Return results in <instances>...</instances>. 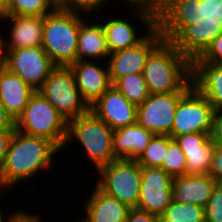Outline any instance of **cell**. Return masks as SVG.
Segmentation results:
<instances>
[{
    "instance_id": "6da1fadb",
    "label": "cell",
    "mask_w": 222,
    "mask_h": 222,
    "mask_svg": "<svg viewBox=\"0 0 222 222\" xmlns=\"http://www.w3.org/2000/svg\"><path fill=\"white\" fill-rule=\"evenodd\" d=\"M192 44L177 26L147 57L143 77L150 94L188 92L191 84Z\"/></svg>"
},
{
    "instance_id": "7a4b0ae2",
    "label": "cell",
    "mask_w": 222,
    "mask_h": 222,
    "mask_svg": "<svg viewBox=\"0 0 222 222\" xmlns=\"http://www.w3.org/2000/svg\"><path fill=\"white\" fill-rule=\"evenodd\" d=\"M60 148L49 139L15 131L0 173V193L52 168ZM3 190V191H1Z\"/></svg>"
},
{
    "instance_id": "3957f363",
    "label": "cell",
    "mask_w": 222,
    "mask_h": 222,
    "mask_svg": "<svg viewBox=\"0 0 222 222\" xmlns=\"http://www.w3.org/2000/svg\"><path fill=\"white\" fill-rule=\"evenodd\" d=\"M82 14L57 7L44 16L42 47L56 66H70L76 61Z\"/></svg>"
},
{
    "instance_id": "277c9868",
    "label": "cell",
    "mask_w": 222,
    "mask_h": 222,
    "mask_svg": "<svg viewBox=\"0 0 222 222\" xmlns=\"http://www.w3.org/2000/svg\"><path fill=\"white\" fill-rule=\"evenodd\" d=\"M189 35L192 51L207 63H222V24L197 0H186L180 25Z\"/></svg>"
},
{
    "instance_id": "5b68a950",
    "label": "cell",
    "mask_w": 222,
    "mask_h": 222,
    "mask_svg": "<svg viewBox=\"0 0 222 222\" xmlns=\"http://www.w3.org/2000/svg\"><path fill=\"white\" fill-rule=\"evenodd\" d=\"M114 130L91 110L68 121L65 146L77 140L84 149L86 158L98 170L116 160L113 152Z\"/></svg>"
},
{
    "instance_id": "8992f818",
    "label": "cell",
    "mask_w": 222,
    "mask_h": 222,
    "mask_svg": "<svg viewBox=\"0 0 222 222\" xmlns=\"http://www.w3.org/2000/svg\"><path fill=\"white\" fill-rule=\"evenodd\" d=\"M67 126L65 118L38 91L31 95L24 111L15 121L17 131L49 139L61 150L66 148Z\"/></svg>"
},
{
    "instance_id": "52a82bcc",
    "label": "cell",
    "mask_w": 222,
    "mask_h": 222,
    "mask_svg": "<svg viewBox=\"0 0 222 222\" xmlns=\"http://www.w3.org/2000/svg\"><path fill=\"white\" fill-rule=\"evenodd\" d=\"M96 185L129 208H137L140 196L141 166L136 160L116 159L101 166Z\"/></svg>"
},
{
    "instance_id": "ba28073f",
    "label": "cell",
    "mask_w": 222,
    "mask_h": 222,
    "mask_svg": "<svg viewBox=\"0 0 222 222\" xmlns=\"http://www.w3.org/2000/svg\"><path fill=\"white\" fill-rule=\"evenodd\" d=\"M68 122L87 113L90 106L82 98L70 66H56L38 90Z\"/></svg>"
},
{
    "instance_id": "9c48e42d",
    "label": "cell",
    "mask_w": 222,
    "mask_h": 222,
    "mask_svg": "<svg viewBox=\"0 0 222 222\" xmlns=\"http://www.w3.org/2000/svg\"><path fill=\"white\" fill-rule=\"evenodd\" d=\"M159 23L137 45L110 53L108 70L112 85L120 78L130 74L143 73L149 54L177 27Z\"/></svg>"
},
{
    "instance_id": "30bf717a",
    "label": "cell",
    "mask_w": 222,
    "mask_h": 222,
    "mask_svg": "<svg viewBox=\"0 0 222 222\" xmlns=\"http://www.w3.org/2000/svg\"><path fill=\"white\" fill-rule=\"evenodd\" d=\"M214 112L207 98L192 87L179 100L169 136L175 139L188 133H211Z\"/></svg>"
},
{
    "instance_id": "8fae6325",
    "label": "cell",
    "mask_w": 222,
    "mask_h": 222,
    "mask_svg": "<svg viewBox=\"0 0 222 222\" xmlns=\"http://www.w3.org/2000/svg\"><path fill=\"white\" fill-rule=\"evenodd\" d=\"M56 65L42 46L8 50L6 69L38 91Z\"/></svg>"
},
{
    "instance_id": "7c38bea8",
    "label": "cell",
    "mask_w": 222,
    "mask_h": 222,
    "mask_svg": "<svg viewBox=\"0 0 222 222\" xmlns=\"http://www.w3.org/2000/svg\"><path fill=\"white\" fill-rule=\"evenodd\" d=\"M187 92L150 94L137 106V123L155 135H169L179 100Z\"/></svg>"
},
{
    "instance_id": "4fadbf2b",
    "label": "cell",
    "mask_w": 222,
    "mask_h": 222,
    "mask_svg": "<svg viewBox=\"0 0 222 222\" xmlns=\"http://www.w3.org/2000/svg\"><path fill=\"white\" fill-rule=\"evenodd\" d=\"M172 200V177L162 168L141 167L137 208L160 217Z\"/></svg>"
},
{
    "instance_id": "5bb4252c",
    "label": "cell",
    "mask_w": 222,
    "mask_h": 222,
    "mask_svg": "<svg viewBox=\"0 0 222 222\" xmlns=\"http://www.w3.org/2000/svg\"><path fill=\"white\" fill-rule=\"evenodd\" d=\"M90 110L113 130L137 123V106L114 85L90 105Z\"/></svg>"
},
{
    "instance_id": "9a60e30c",
    "label": "cell",
    "mask_w": 222,
    "mask_h": 222,
    "mask_svg": "<svg viewBox=\"0 0 222 222\" xmlns=\"http://www.w3.org/2000/svg\"><path fill=\"white\" fill-rule=\"evenodd\" d=\"M133 6V16L140 19L143 28L153 30L159 23L181 25L186 0H122ZM138 17V18H137Z\"/></svg>"
},
{
    "instance_id": "2e32d148",
    "label": "cell",
    "mask_w": 222,
    "mask_h": 222,
    "mask_svg": "<svg viewBox=\"0 0 222 222\" xmlns=\"http://www.w3.org/2000/svg\"><path fill=\"white\" fill-rule=\"evenodd\" d=\"M191 84L207 98L214 111L222 110V63H207L192 51Z\"/></svg>"
},
{
    "instance_id": "e0dca14e",
    "label": "cell",
    "mask_w": 222,
    "mask_h": 222,
    "mask_svg": "<svg viewBox=\"0 0 222 222\" xmlns=\"http://www.w3.org/2000/svg\"><path fill=\"white\" fill-rule=\"evenodd\" d=\"M92 60H76L70 65L74 72L77 88L82 98L90 106L112 85L106 67Z\"/></svg>"
},
{
    "instance_id": "ac0fdd59",
    "label": "cell",
    "mask_w": 222,
    "mask_h": 222,
    "mask_svg": "<svg viewBox=\"0 0 222 222\" xmlns=\"http://www.w3.org/2000/svg\"><path fill=\"white\" fill-rule=\"evenodd\" d=\"M210 135L194 132L175 138L186 157L187 174L209 173L215 147Z\"/></svg>"
},
{
    "instance_id": "d6986e66",
    "label": "cell",
    "mask_w": 222,
    "mask_h": 222,
    "mask_svg": "<svg viewBox=\"0 0 222 222\" xmlns=\"http://www.w3.org/2000/svg\"><path fill=\"white\" fill-rule=\"evenodd\" d=\"M209 174H185L172 178V200L205 208L216 186Z\"/></svg>"
},
{
    "instance_id": "ffe728a7",
    "label": "cell",
    "mask_w": 222,
    "mask_h": 222,
    "mask_svg": "<svg viewBox=\"0 0 222 222\" xmlns=\"http://www.w3.org/2000/svg\"><path fill=\"white\" fill-rule=\"evenodd\" d=\"M80 222H125L130 208L94 185Z\"/></svg>"
},
{
    "instance_id": "44dd1931",
    "label": "cell",
    "mask_w": 222,
    "mask_h": 222,
    "mask_svg": "<svg viewBox=\"0 0 222 222\" xmlns=\"http://www.w3.org/2000/svg\"><path fill=\"white\" fill-rule=\"evenodd\" d=\"M0 20L10 21L7 50L42 46L44 16H1ZM10 31V32H9ZM10 39V40H7Z\"/></svg>"
},
{
    "instance_id": "7402d4cb",
    "label": "cell",
    "mask_w": 222,
    "mask_h": 222,
    "mask_svg": "<svg viewBox=\"0 0 222 222\" xmlns=\"http://www.w3.org/2000/svg\"><path fill=\"white\" fill-rule=\"evenodd\" d=\"M34 92L35 90L18 75L6 68L0 69V102L15 121Z\"/></svg>"
},
{
    "instance_id": "603a6c76",
    "label": "cell",
    "mask_w": 222,
    "mask_h": 222,
    "mask_svg": "<svg viewBox=\"0 0 222 222\" xmlns=\"http://www.w3.org/2000/svg\"><path fill=\"white\" fill-rule=\"evenodd\" d=\"M154 133L138 123L114 130L113 152L116 159L137 160L148 146Z\"/></svg>"
},
{
    "instance_id": "cb8c5ba5",
    "label": "cell",
    "mask_w": 222,
    "mask_h": 222,
    "mask_svg": "<svg viewBox=\"0 0 222 222\" xmlns=\"http://www.w3.org/2000/svg\"><path fill=\"white\" fill-rule=\"evenodd\" d=\"M86 18V21L84 19L80 24L76 60H97L101 63V59H108L110 54L105 31L99 22V16L96 17L98 21L93 23L88 22V17Z\"/></svg>"
},
{
    "instance_id": "d4e9b609",
    "label": "cell",
    "mask_w": 222,
    "mask_h": 222,
    "mask_svg": "<svg viewBox=\"0 0 222 222\" xmlns=\"http://www.w3.org/2000/svg\"><path fill=\"white\" fill-rule=\"evenodd\" d=\"M107 19L101 23L105 31L110 53L137 45L147 36L146 33L152 31L145 30V35H139L141 32L136 30L139 28H135V25H133L129 20H123L122 17L121 19H119V17Z\"/></svg>"
},
{
    "instance_id": "484cf974",
    "label": "cell",
    "mask_w": 222,
    "mask_h": 222,
    "mask_svg": "<svg viewBox=\"0 0 222 222\" xmlns=\"http://www.w3.org/2000/svg\"><path fill=\"white\" fill-rule=\"evenodd\" d=\"M58 6L52 0H9L1 16H45Z\"/></svg>"
},
{
    "instance_id": "4316f807",
    "label": "cell",
    "mask_w": 222,
    "mask_h": 222,
    "mask_svg": "<svg viewBox=\"0 0 222 222\" xmlns=\"http://www.w3.org/2000/svg\"><path fill=\"white\" fill-rule=\"evenodd\" d=\"M204 213L201 206L171 200L160 216V222H205Z\"/></svg>"
},
{
    "instance_id": "83f0119b",
    "label": "cell",
    "mask_w": 222,
    "mask_h": 222,
    "mask_svg": "<svg viewBox=\"0 0 222 222\" xmlns=\"http://www.w3.org/2000/svg\"><path fill=\"white\" fill-rule=\"evenodd\" d=\"M131 103L142 104L150 95L143 74H130L113 84Z\"/></svg>"
},
{
    "instance_id": "f1b7e54d",
    "label": "cell",
    "mask_w": 222,
    "mask_h": 222,
    "mask_svg": "<svg viewBox=\"0 0 222 222\" xmlns=\"http://www.w3.org/2000/svg\"><path fill=\"white\" fill-rule=\"evenodd\" d=\"M169 146V135H154L141 156L136 160L141 167L161 168Z\"/></svg>"
},
{
    "instance_id": "f546056e",
    "label": "cell",
    "mask_w": 222,
    "mask_h": 222,
    "mask_svg": "<svg viewBox=\"0 0 222 222\" xmlns=\"http://www.w3.org/2000/svg\"><path fill=\"white\" fill-rule=\"evenodd\" d=\"M172 178L187 174L186 157L175 139L169 136V146L161 167Z\"/></svg>"
},
{
    "instance_id": "4dcf8cb0",
    "label": "cell",
    "mask_w": 222,
    "mask_h": 222,
    "mask_svg": "<svg viewBox=\"0 0 222 222\" xmlns=\"http://www.w3.org/2000/svg\"><path fill=\"white\" fill-rule=\"evenodd\" d=\"M204 209L205 222H222V184H216Z\"/></svg>"
},
{
    "instance_id": "1f68e13d",
    "label": "cell",
    "mask_w": 222,
    "mask_h": 222,
    "mask_svg": "<svg viewBox=\"0 0 222 222\" xmlns=\"http://www.w3.org/2000/svg\"><path fill=\"white\" fill-rule=\"evenodd\" d=\"M106 2L108 3V0H64L58 7L91 15L104 7Z\"/></svg>"
},
{
    "instance_id": "d6a6232c",
    "label": "cell",
    "mask_w": 222,
    "mask_h": 222,
    "mask_svg": "<svg viewBox=\"0 0 222 222\" xmlns=\"http://www.w3.org/2000/svg\"><path fill=\"white\" fill-rule=\"evenodd\" d=\"M209 175H211L217 182L222 184V149L214 147L212 163L209 169Z\"/></svg>"
},
{
    "instance_id": "836d02e7",
    "label": "cell",
    "mask_w": 222,
    "mask_h": 222,
    "mask_svg": "<svg viewBox=\"0 0 222 222\" xmlns=\"http://www.w3.org/2000/svg\"><path fill=\"white\" fill-rule=\"evenodd\" d=\"M214 146L222 149V110L213 114L212 132L210 135Z\"/></svg>"
},
{
    "instance_id": "e575fe53",
    "label": "cell",
    "mask_w": 222,
    "mask_h": 222,
    "mask_svg": "<svg viewBox=\"0 0 222 222\" xmlns=\"http://www.w3.org/2000/svg\"><path fill=\"white\" fill-rule=\"evenodd\" d=\"M16 129L0 130V173Z\"/></svg>"
},
{
    "instance_id": "d590c367",
    "label": "cell",
    "mask_w": 222,
    "mask_h": 222,
    "mask_svg": "<svg viewBox=\"0 0 222 222\" xmlns=\"http://www.w3.org/2000/svg\"><path fill=\"white\" fill-rule=\"evenodd\" d=\"M125 222H160V217L138 208H130Z\"/></svg>"
},
{
    "instance_id": "8d00e7d4",
    "label": "cell",
    "mask_w": 222,
    "mask_h": 222,
    "mask_svg": "<svg viewBox=\"0 0 222 222\" xmlns=\"http://www.w3.org/2000/svg\"><path fill=\"white\" fill-rule=\"evenodd\" d=\"M217 21L222 24V0H197Z\"/></svg>"
},
{
    "instance_id": "74e56055",
    "label": "cell",
    "mask_w": 222,
    "mask_h": 222,
    "mask_svg": "<svg viewBox=\"0 0 222 222\" xmlns=\"http://www.w3.org/2000/svg\"><path fill=\"white\" fill-rule=\"evenodd\" d=\"M16 129L15 120L0 102V130Z\"/></svg>"
},
{
    "instance_id": "f35d334b",
    "label": "cell",
    "mask_w": 222,
    "mask_h": 222,
    "mask_svg": "<svg viewBox=\"0 0 222 222\" xmlns=\"http://www.w3.org/2000/svg\"><path fill=\"white\" fill-rule=\"evenodd\" d=\"M39 218L37 214H32L27 211L19 209L11 218L10 222H43V220Z\"/></svg>"
},
{
    "instance_id": "ab89813d",
    "label": "cell",
    "mask_w": 222,
    "mask_h": 222,
    "mask_svg": "<svg viewBox=\"0 0 222 222\" xmlns=\"http://www.w3.org/2000/svg\"><path fill=\"white\" fill-rule=\"evenodd\" d=\"M7 44L6 39L3 38L2 35H0V69L5 68L7 64Z\"/></svg>"
},
{
    "instance_id": "60d3db41",
    "label": "cell",
    "mask_w": 222,
    "mask_h": 222,
    "mask_svg": "<svg viewBox=\"0 0 222 222\" xmlns=\"http://www.w3.org/2000/svg\"><path fill=\"white\" fill-rule=\"evenodd\" d=\"M2 209H3V208H1V206H0V222H5V221L10 222V221H11V218L13 217V215H14L15 213H12L10 216L8 215V217H6L8 220H7V219L4 220V219H5V216H4V214L2 213V212H3Z\"/></svg>"
},
{
    "instance_id": "b9f144b4",
    "label": "cell",
    "mask_w": 222,
    "mask_h": 222,
    "mask_svg": "<svg viewBox=\"0 0 222 222\" xmlns=\"http://www.w3.org/2000/svg\"><path fill=\"white\" fill-rule=\"evenodd\" d=\"M9 0H0V13L7 7Z\"/></svg>"
},
{
    "instance_id": "7bdbcfd3",
    "label": "cell",
    "mask_w": 222,
    "mask_h": 222,
    "mask_svg": "<svg viewBox=\"0 0 222 222\" xmlns=\"http://www.w3.org/2000/svg\"><path fill=\"white\" fill-rule=\"evenodd\" d=\"M57 6H59L64 0H52Z\"/></svg>"
}]
</instances>
